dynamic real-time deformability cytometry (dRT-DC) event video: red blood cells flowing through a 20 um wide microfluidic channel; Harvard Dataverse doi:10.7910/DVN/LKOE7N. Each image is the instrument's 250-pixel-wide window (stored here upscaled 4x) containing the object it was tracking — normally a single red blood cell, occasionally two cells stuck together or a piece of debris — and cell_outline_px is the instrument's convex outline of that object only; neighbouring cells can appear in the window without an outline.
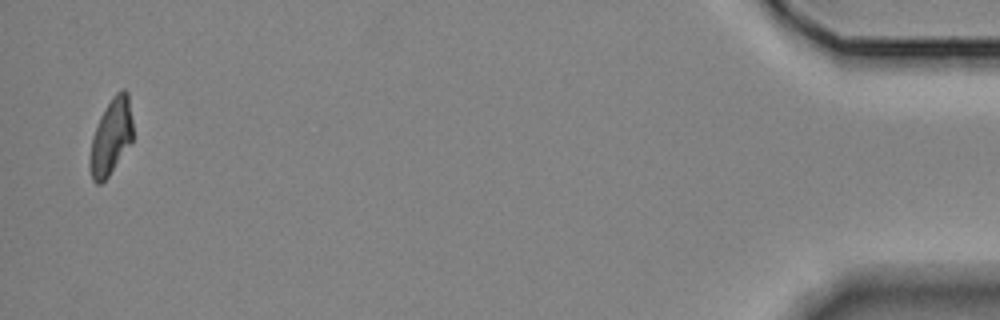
{"species": "Egyptian fruit bat (a non-hibernating species)", "species_latin": "Rousettus aegyptiacus", "temperature_condition": "room temperature", "stored_images_in_passage": 16, "camera_frame_rate_fps": 3000, "um_per_image_px": 0.085, "animal": {"sex": "female"}, "frame": {"image": 1, "passage_image": 16, "time_ms": 19.333, "image_size_px": [1000, 320], "cell_outline_px": [[132, 144], [108, 176], [100, 184], [96, 184], [92, 180], [88, 164], [88, 160], [92, 136], [100, 116], [112, 96], [120, 88], [124, 88], [128, 92], [132, 120]], "centroid_in_image_um": [9.43, 11.63], "position_along_channel_um": 425.8, "area_um2": 19.42}, "authors_computed_cell_mechanics": {"area_um2": 20.5768, "velocity_mm_per_s": 3.5451, "shape_relaxation_time_tau1_ms": null, "shape_relaxation_time_tau2_ms": 3.0142, "deformation_change_tau1": null, "deformation_change_tau2": 0.0914}}